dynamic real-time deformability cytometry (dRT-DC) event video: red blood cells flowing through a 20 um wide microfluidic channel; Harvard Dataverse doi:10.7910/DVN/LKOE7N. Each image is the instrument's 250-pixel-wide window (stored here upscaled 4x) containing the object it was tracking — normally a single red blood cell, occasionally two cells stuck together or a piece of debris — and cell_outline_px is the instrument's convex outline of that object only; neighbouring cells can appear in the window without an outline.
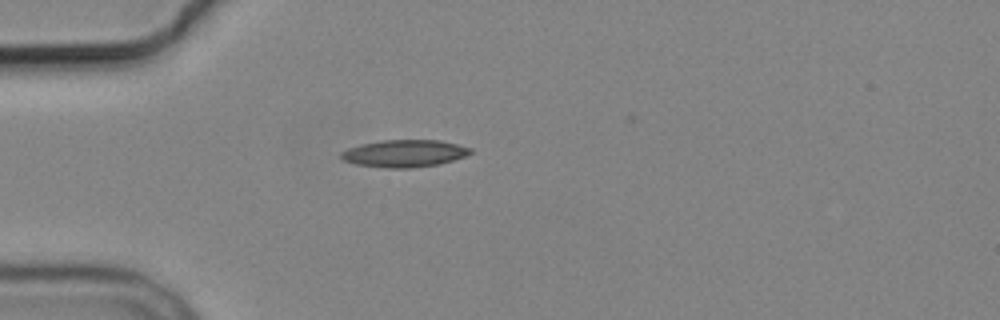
{"species": "common noctule bat (a hibernating species)", "species_latin": "Nyctalus noctula", "temperature_condition": "cold", "stored_images_in_passage": 1, "camera_frame_rate_fps": 3000, "um_per_image_px": 0.085, "animal": {"sex": "male", "body_mass_g": 19.2, "forearm_length_mm": 51.8}, "frame": {"image": 1, "passage_image": 1, "time_ms": 0.0, "image_size_px": [1000, 320], "cell_outline_px": [[472, 152], [464, 156], [440, 164], [412, 168], [384, 168], [356, 164], [344, 160], [340, 156], [340, 152], [348, 148], [360, 144], [380, 140], [440, 140], [472, 148]], "centroid_in_image_um": [34.35, 13.04], "position_along_channel_um": 50.7, "area_um2": 20.58}}